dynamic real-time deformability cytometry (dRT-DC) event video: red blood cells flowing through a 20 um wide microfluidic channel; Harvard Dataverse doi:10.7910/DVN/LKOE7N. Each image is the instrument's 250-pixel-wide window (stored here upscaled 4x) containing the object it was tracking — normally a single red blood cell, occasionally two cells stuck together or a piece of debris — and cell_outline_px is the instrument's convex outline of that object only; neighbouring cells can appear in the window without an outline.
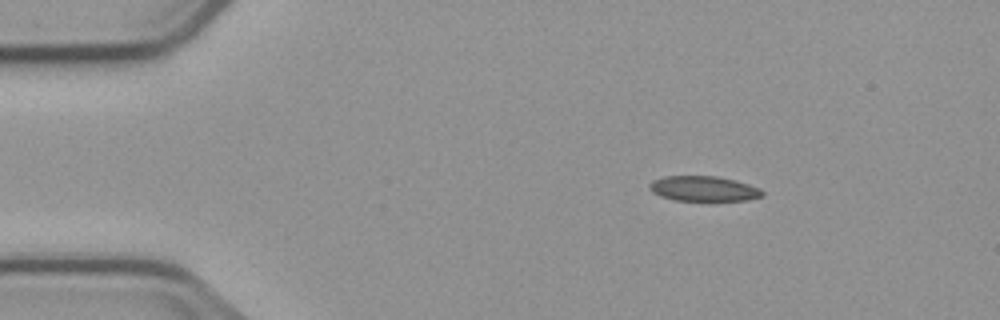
{"species": "common noctule bat (a hibernating species)", "species_latin": "Nyctalus noctula", "temperature_condition": "cold", "stored_images_in_passage": 5, "camera_frame_rate_fps": 3000, "um_per_image_px": 0.085, "animal": {"sex": "male", "body_mass_g": 23.1, "forearm_length_mm": 52.7}, "frame": {"image": 1, "passage_image": 3, "time_ms": 2.667, "image_size_px": [1000, 320], "cell_outline_px": [[764, 196], [748, 200], [708, 204], [676, 200], [660, 196], [652, 192], [648, 188], [648, 184], [652, 180], [664, 176], [716, 176], [736, 180], [760, 188], [764, 192]], "centroid_in_image_um": [59.84, 16.09], "position_along_channel_um": 25.2, "area_um2": 17.63}}